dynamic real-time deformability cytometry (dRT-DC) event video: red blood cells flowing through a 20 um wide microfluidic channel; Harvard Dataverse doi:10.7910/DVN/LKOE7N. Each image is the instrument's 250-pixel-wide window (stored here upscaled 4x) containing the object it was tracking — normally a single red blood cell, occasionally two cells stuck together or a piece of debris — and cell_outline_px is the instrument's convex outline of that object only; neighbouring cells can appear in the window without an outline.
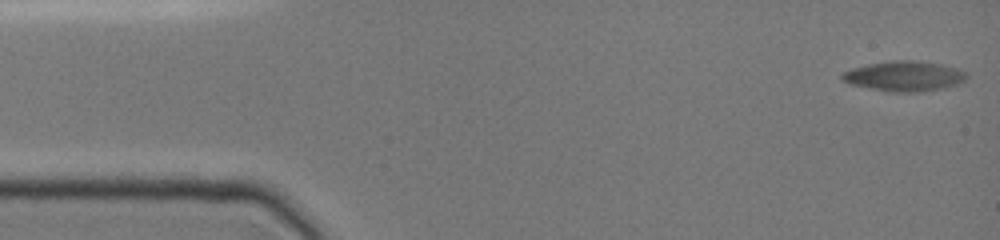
{"species": "common noctule bat (a hibernating species)", "species_latin": "Nyctalus noctula", "temperature_condition": "cold", "stored_images_in_passage": 51, "camera_frame_rate_fps": 3000, "um_per_image_px": 0.085, "animal": {"sex": "female", "body_mass_g": 19.0, "forearm_length_mm": 51.5}, "frame": {"image": 1, "passage_image": 1, "time_ms": 0.0, "image_size_px": [1000, 240], "cell_outline_px": [[968, 76], [960, 84], [944, 88], [916, 92], [888, 92], [848, 84], [840, 76], [844, 72], [852, 68], [868, 64], [892, 60], [916, 60], [940, 64], [956, 68], [968, 72]], "centroid_in_image_um": [76.88, 6.47], "position_along_channel_um": 8.1, "area_um2": 22.02}}
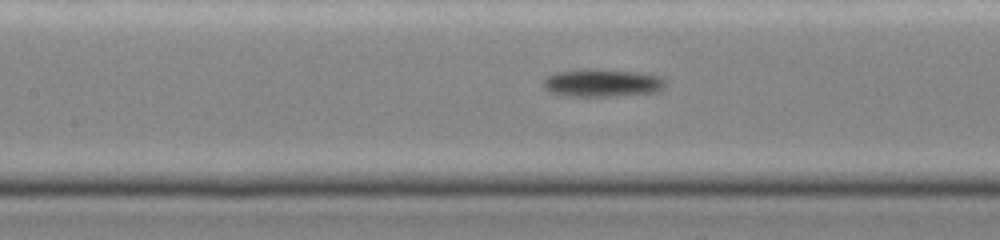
{"frame": {"image": 2, "passage_image": 22, "time_ms": 7.0, "image_size_px": [1000, 240], "cell_outline_px": [[668, 80], [656, 92], [604, 96], [576, 96], [552, 92], [544, 88], [544, 80], [548, 76], [556, 72], [592, 68], [640, 72], [660, 76]], "centroid_in_image_um": [51.22, 7.02], "position_along_channel_um": 156.2, "area_um2": 19.48}}
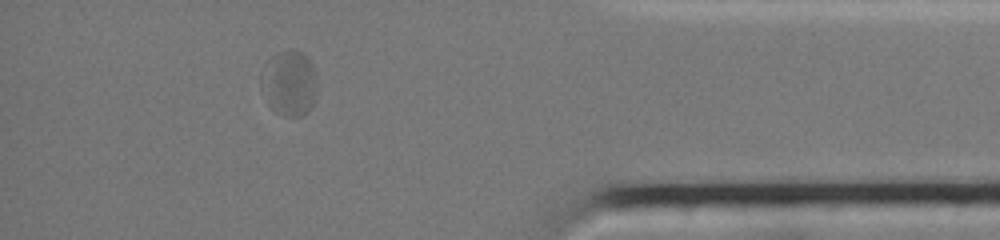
{"frame": {"image": 3, "passage_image": 44, "time_ms": 14.333, "image_size_px": [1000, 240], "cell_outline_px": [[316, 88], [312, 104], [300, 116], [280, 116], [272, 108], [276, 72], [284, 56], [292, 52], [300, 52], [308, 60]], "centroid_in_image_um": [24.95, 7.31], "position_along_channel_um": 410.3, "area_um2": 15.61}}